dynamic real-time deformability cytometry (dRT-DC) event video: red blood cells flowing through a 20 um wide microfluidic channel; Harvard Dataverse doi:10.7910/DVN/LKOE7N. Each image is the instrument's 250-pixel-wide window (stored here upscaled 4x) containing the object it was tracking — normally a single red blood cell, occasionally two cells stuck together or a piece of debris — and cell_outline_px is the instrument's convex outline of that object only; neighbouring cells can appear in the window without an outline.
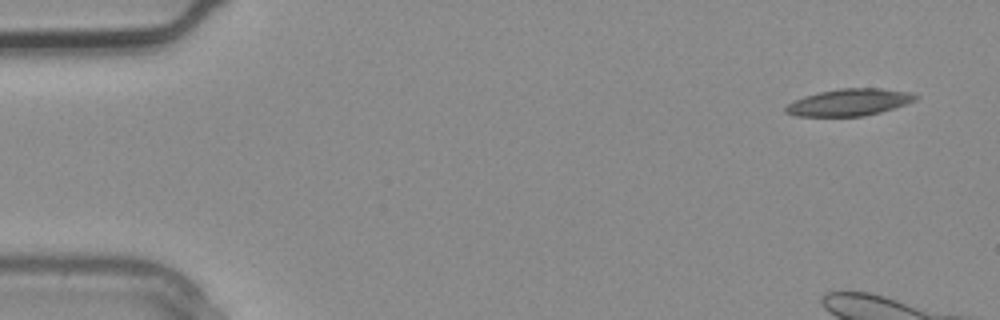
{"species": "common noctule bat (a hibernating species)", "species_latin": "Nyctalus noctula", "temperature_condition": "warm", "stored_images_in_passage": 5, "camera_frame_rate_fps": 3000, "um_per_image_px": 0.085, "animal": {"sex": "male", "body_mass_g": 20.4}, "frame": {"image": 1, "passage_image": 1, "time_ms": 0.0, "image_size_px": [1000, 320], "cell_outline_px": [[916, 100], [880, 112], [864, 116], [796, 116], [784, 112], [784, 108], [788, 104], [804, 96], [820, 92], [840, 88], [880, 88], [912, 92], [916, 96]], "centroid_in_image_um": [72.16, 8.69], "position_along_channel_um": 12.8, "area_um2": 20.17}}